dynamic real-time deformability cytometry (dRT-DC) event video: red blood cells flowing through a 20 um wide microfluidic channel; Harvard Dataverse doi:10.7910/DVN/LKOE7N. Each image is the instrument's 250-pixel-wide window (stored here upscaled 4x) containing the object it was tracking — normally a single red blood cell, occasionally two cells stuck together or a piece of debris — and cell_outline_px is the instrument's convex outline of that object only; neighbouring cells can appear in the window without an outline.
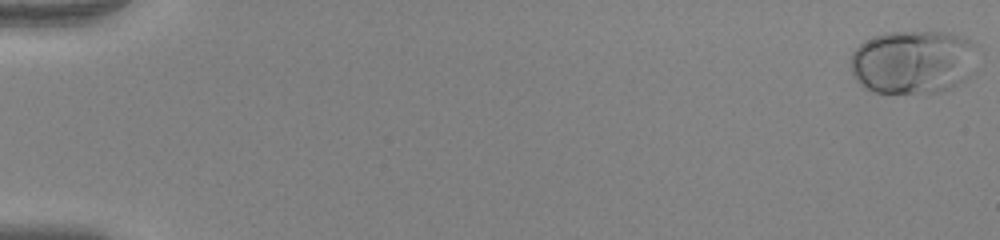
{"species": "human", "species_latin": "Homo sapiens", "temperature_condition": "warm", "stored_images_in_passage": 53, "camera_frame_rate_fps": 3000, "um_per_image_px": 0.085, "donor": {"sex": "female"}, "frame": {"image": 1, "passage_image": 1, "time_ms": 0.0, "image_size_px": [1000, 240], "cell_outline_px": [[976, 48], [968, 76], [952, 88], [940, 92], [876, 92], [864, 88], [856, 80], [852, 72], [852, 52], [864, 40], [884, 32], [944, 32], [964, 36], [976, 44]], "centroid_in_image_um": [77.58, 5.24], "position_along_channel_um": 7.4, "area_um2": 46.82}}
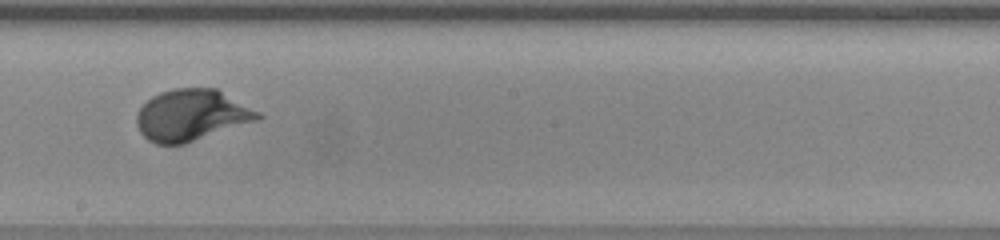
{"frame": {"image": 2, "passage_image": 32, "time_ms": 10.333, "image_size_px": [1000, 240], "cell_outline_px": [[264, 116], [260, 120], [184, 144], [156, 144], [148, 140], [140, 132], [136, 124], [136, 116], [140, 108], [152, 96], [160, 92], [172, 88], [216, 88], [260, 112]], "centroid_in_image_um": [16.29, 9.79], "position_along_channel_um": 231.9, "area_um2": 36.41}}
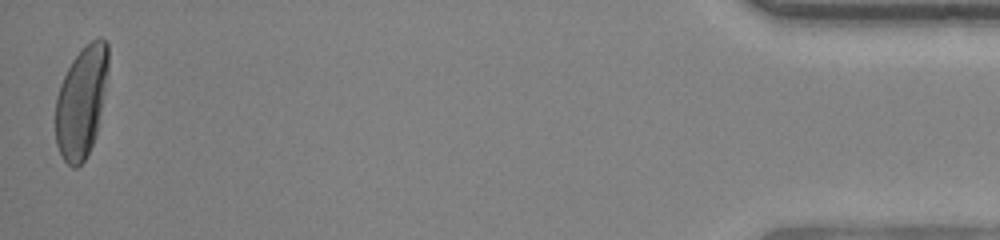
{"frame": {"image": 3, "passage_image": 53, "time_ms": 17.333, "image_size_px": [1000, 240], "cell_outline_px": [[108, 68], [96, 136], [84, 160], [76, 168], [72, 168], [64, 160], [56, 144], [56, 96], [60, 84], [72, 60], [92, 40], [100, 36], [108, 44]], "centroid_in_image_um": [6.91, 8.67], "position_along_channel_um": 428.3, "area_um2": 33.7}, "authors_computed_cell_mechanics": {"area_um2": 35.9516, "velocity_mm_per_s": 3.9589, "shape_relaxation_time_tau1_ms": 2.8972, "shape_relaxation_time_tau2_ms": null, "deformation_change_tau1": 0.1805, "deformation_change_tau2": null}}